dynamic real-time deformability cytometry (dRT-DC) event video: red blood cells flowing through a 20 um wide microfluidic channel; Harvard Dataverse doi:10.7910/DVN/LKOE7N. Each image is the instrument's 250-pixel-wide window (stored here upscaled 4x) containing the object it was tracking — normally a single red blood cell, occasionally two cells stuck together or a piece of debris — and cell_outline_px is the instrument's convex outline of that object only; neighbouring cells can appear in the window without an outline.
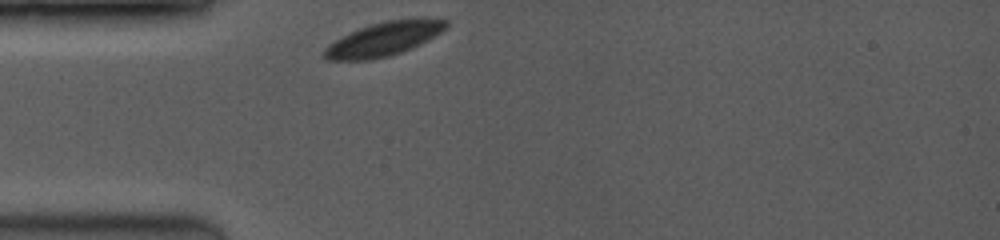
{"species": "common noctule bat (a hibernating species)", "species_latin": "Nyctalus noctula", "temperature_condition": "room temperature", "stored_images_in_passage": 35, "camera_frame_rate_fps": 3500, "um_per_image_px": 0.085, "animal": {"sex": "female", "body_mass_g": 19.0, "forearm_length_mm": 53.3}, "frame": {"image": 1, "passage_image": 1, "time_ms": 0.0, "image_size_px": [1000, 240], "cell_outline_px": [[448, 24], [440, 32], [420, 44], [412, 48], [388, 56], [368, 60], [328, 60], [324, 56], [324, 48], [328, 44], [360, 28], [372, 24], [388, 20], [424, 16], [448, 20]], "centroid_in_image_um": [32.67, 3.29], "position_along_channel_um": 52.3, "area_um2": 23.93}}
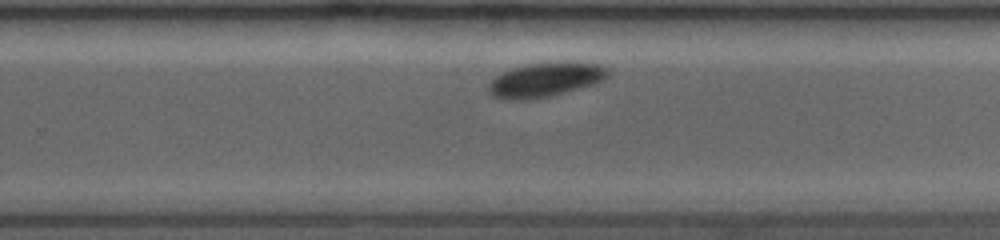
{"frame": {"image": 2, "passage_image": 23, "time_ms": 6.286, "image_size_px": [1000, 240], "cell_outline_px": [[608, 76], [604, 80], [596, 84], [548, 96], [528, 100], [504, 100], [492, 96], [488, 92], [488, 84], [496, 76], [512, 68], [528, 64], [600, 64], [608, 68]], "centroid_in_image_um": [46.3, 6.83], "position_along_channel_um": 283.5, "area_um2": 23.24}}
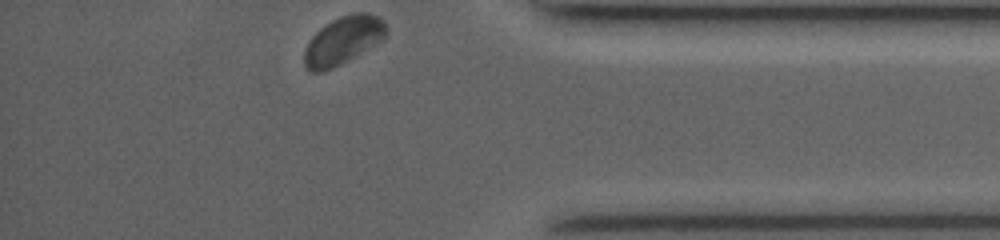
{"frame": {"image": 3, "passage_image": 35, "time_ms": 9.714, "image_size_px": [1000, 240], "cell_outline_px": [[388, 36], [340, 64], [332, 68], [320, 72], [308, 72], [304, 64], [304, 48], [312, 36], [320, 28], [332, 20], [340, 16], [356, 12], [368, 12], [380, 16], [384, 20], [388, 28]], "centroid_in_image_um": [29.17, 3.41], "position_along_channel_um": 406.0, "area_um2": 22.95}, "authors_computed_cell_mechanics": {"area_um2": 24.565, "velocity_mm_per_s": 3.828, "shape_relaxation_time_tau1_ms": 1.1618, "shape_relaxation_time_tau2_ms": null, "deformation_change_tau1": 0.0397, "deformation_change_tau2": null}}